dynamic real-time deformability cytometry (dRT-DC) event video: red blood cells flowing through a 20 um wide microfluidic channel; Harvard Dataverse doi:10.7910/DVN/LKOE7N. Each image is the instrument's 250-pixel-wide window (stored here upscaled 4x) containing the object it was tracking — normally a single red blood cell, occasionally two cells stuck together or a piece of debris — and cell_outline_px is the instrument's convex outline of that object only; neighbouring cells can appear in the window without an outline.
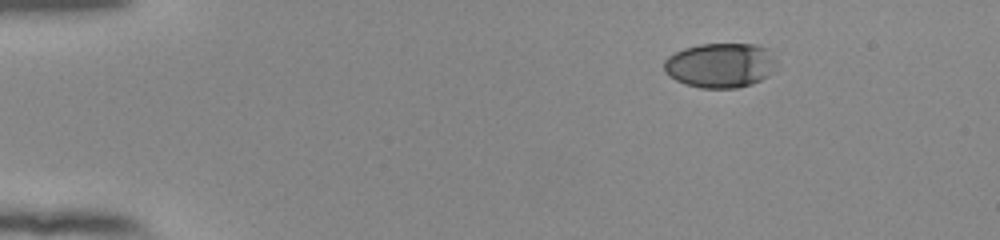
{"species": "human", "species_latin": "Homo sapiens", "temperature_condition": "room temperature", "stored_images_in_passage": 47, "camera_frame_rate_fps": 3000, "um_per_image_px": 0.085, "donor": {"sex": "female"}, "frame": {"image": 1, "passage_image": 1, "time_ms": 0.0, "image_size_px": [1000, 240], "cell_outline_px": [[780, 60], [768, 76], [752, 84], [736, 88], [700, 88], [684, 84], [668, 76], [664, 72], [664, 60], [668, 56], [684, 48], [700, 44], [756, 44], [768, 48]], "centroid_in_image_um": [61.26, 5.54], "position_along_channel_um": 23.7, "area_um2": 29.82}}
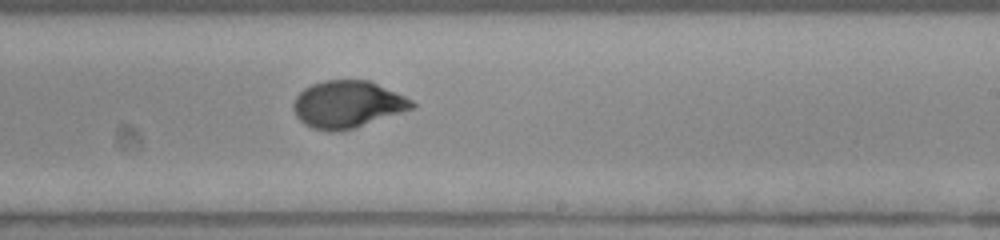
{"frame": {"image": 2, "passage_image": 27, "time_ms": 8.667, "image_size_px": [1000, 240], "cell_outline_px": [[416, 108], [356, 128], [336, 132], [328, 132], [312, 128], [304, 124], [296, 116], [292, 108], [292, 104], [296, 96], [304, 88], [312, 84], [324, 80], [368, 80], [404, 96], [412, 100], [416, 104]], "centroid_in_image_um": [29.53, 8.89], "position_along_channel_um": 259.5, "area_um2": 32.83}}
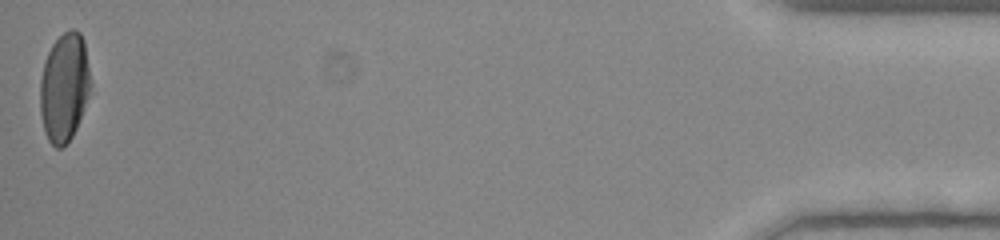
{"frame": {"image": 3, "passage_image": 47, "time_ms": 15.333, "image_size_px": [1000, 240], "cell_outline_px": [[92, 84], [84, 108], [76, 128], [72, 136], [60, 148], [56, 148], [48, 140], [44, 132], [40, 112], [40, 80], [44, 64], [48, 52], [52, 44], [64, 32], [72, 28], [76, 28], [80, 32], [84, 40]], "centroid_in_image_um": [5.47, 7.4], "position_along_channel_um": 429.7, "area_um2": 32.08}, "authors_computed_cell_mechanics": {"area_um2": 32.1946, "velocity_mm_per_s": 3.8567, "shape_relaxation_time_tau1_ms": 4.7153, "shape_relaxation_time_tau2_ms": null, "deformation_change_tau1": 0.1812, "deformation_change_tau2": null}}